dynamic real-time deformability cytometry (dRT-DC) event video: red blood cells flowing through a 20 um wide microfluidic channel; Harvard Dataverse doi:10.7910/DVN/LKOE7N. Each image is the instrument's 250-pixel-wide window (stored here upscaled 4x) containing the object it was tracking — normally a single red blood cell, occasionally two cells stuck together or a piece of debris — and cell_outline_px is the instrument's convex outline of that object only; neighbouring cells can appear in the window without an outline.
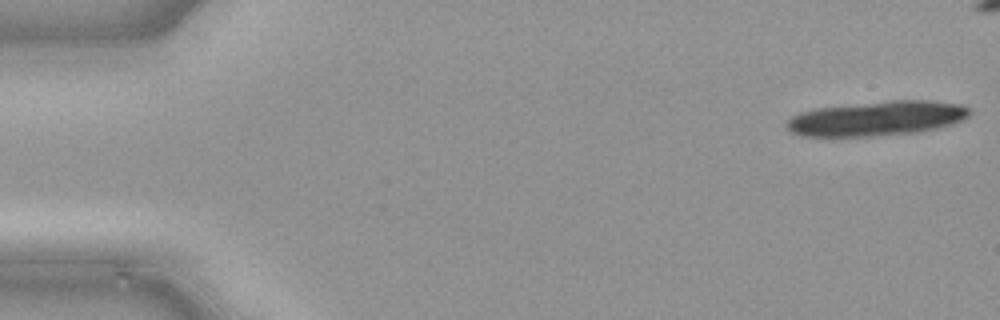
{"species": "common noctule bat (a hibernating species)", "species_latin": "Nyctalus noctula", "temperature_condition": "cold", "stored_images_in_passage": 22, "camera_frame_rate_fps": 3000, "um_per_image_px": 0.085, "animal": {"sex": "male", "body_mass_g": 21.5, "forearm_length_mm": 52.0}, "frame": {"image": 1, "passage_image": 1, "time_ms": 0.0, "image_size_px": [1000, 320], "cell_outline_px": [[972, 112], [964, 120], [952, 124], [920, 132], [872, 136], [800, 136], [792, 132], [784, 124], [792, 116], [800, 112], [812, 108], [888, 100], [932, 100], [960, 104], [972, 108]], "centroid_in_image_um": [74.55, 10.05], "position_along_channel_um": 10.4, "area_um2": 37.45}}